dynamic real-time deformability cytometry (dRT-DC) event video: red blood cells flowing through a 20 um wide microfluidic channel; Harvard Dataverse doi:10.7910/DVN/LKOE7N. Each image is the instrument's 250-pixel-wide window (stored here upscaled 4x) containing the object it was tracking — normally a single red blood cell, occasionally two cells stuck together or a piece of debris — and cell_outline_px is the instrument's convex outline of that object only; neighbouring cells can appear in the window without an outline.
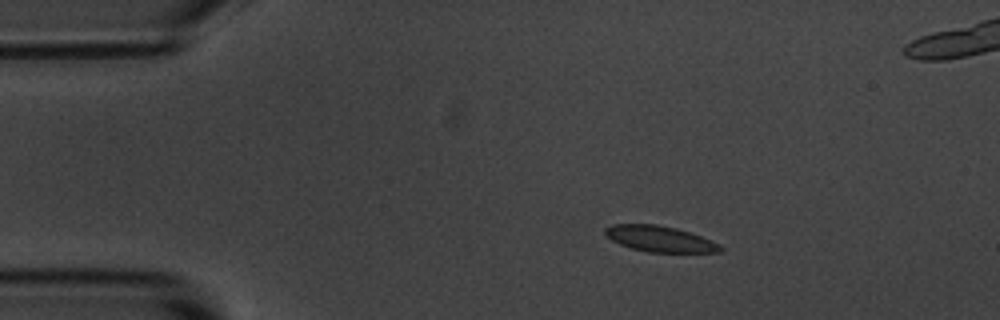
{"species": "common noctule bat (a hibernating species)", "species_latin": "Nyctalus noctula", "temperature_condition": "room temperature", "stored_images_in_passage": 48, "camera_frame_rate_fps": 3000, "um_per_image_px": 0.085, "animal": {"sex": "male", "body_mass_g": 20.1, "forearm_length_mm": 53.5}, "frame": {"image": 1, "passage_image": 1, "time_ms": 0.0, "image_size_px": [1000, 320], "cell_outline_px": [[724, 248], [720, 252], [648, 252], [632, 248], [620, 244], [612, 240], [604, 232], [604, 228], [612, 224], [656, 224], [676, 228], [700, 236], [720, 244]], "centroid_in_image_um": [56.08, 20.3], "position_along_channel_um": 28.9, "area_um2": 17.22}}
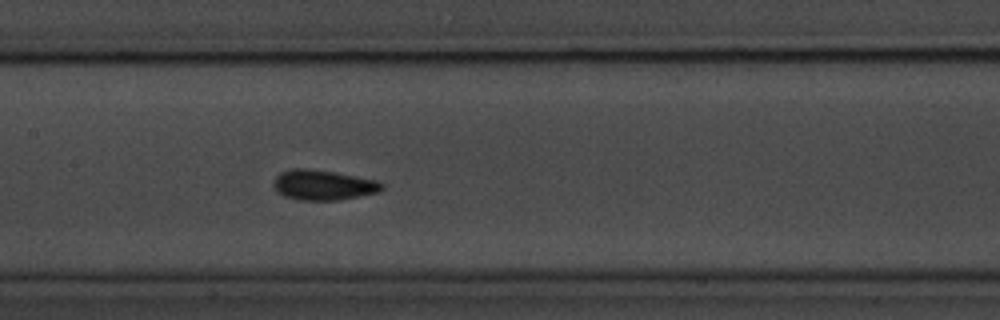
{"frame": {"image": 2, "passage_image": 18, "time_ms": 5.667, "image_size_px": [1000, 320], "cell_outline_px": [[384, 188], [380, 192], [340, 200], [296, 200], [284, 196], [276, 192], [272, 184], [276, 176], [280, 172], [292, 168], [308, 168], [380, 180], [384, 184]], "centroid_in_image_um": [27.48, 15.73], "position_along_channel_um": 179.9, "area_um2": 19.36}}
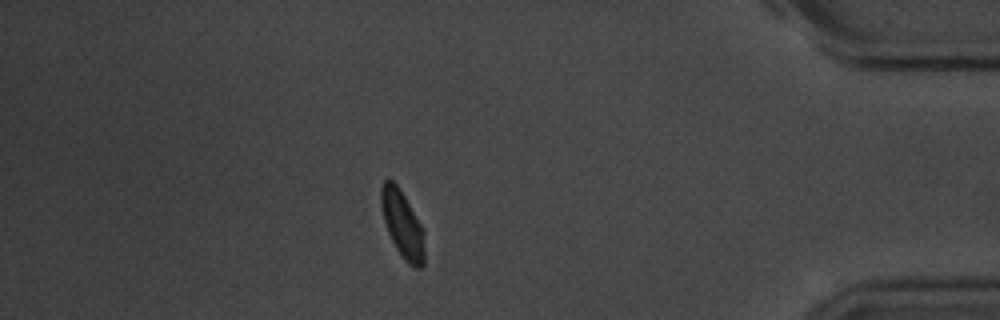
{"frame": {"image": 3, "passage_image": 40, "time_ms": 13.0, "image_size_px": [1000, 320], "cell_outline_px": [[424, 264], [420, 268], [416, 268], [408, 264], [404, 260], [396, 248], [388, 232], [384, 220], [380, 204], [380, 188], [384, 180], [392, 180], [400, 188], [420, 224], [424, 232]], "centroid_in_image_um": [34.2, 19.07], "position_along_channel_um": 401.0, "area_um2": 16.88}, "authors_computed_cell_mechanics": {"area_um2": 17.6868, "velocity_mm_per_s": 3.5784, "shape_relaxation_time_tau1_ms": 2.4319, "shape_relaxation_time_tau2_ms": 0.911, "deformation_change_tau1": 0.0922, "deformation_change_tau2": 0.065}}